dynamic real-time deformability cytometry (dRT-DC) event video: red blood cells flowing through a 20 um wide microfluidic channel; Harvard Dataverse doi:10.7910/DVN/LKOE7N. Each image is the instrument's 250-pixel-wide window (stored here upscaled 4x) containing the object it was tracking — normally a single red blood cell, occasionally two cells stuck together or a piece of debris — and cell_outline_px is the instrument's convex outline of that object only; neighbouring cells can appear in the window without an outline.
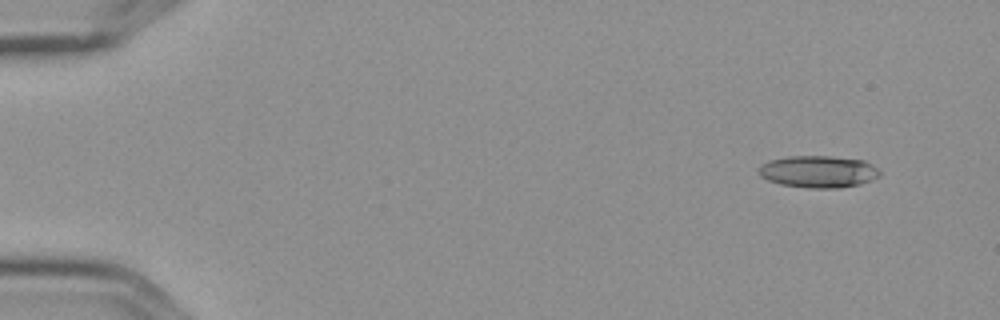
{"species": "Egyptian fruit bat (a non-hibernating species)", "species_latin": "Rousettus aegyptiacus", "temperature_condition": "cold", "stored_images_in_passage": 5, "segment_of_instrument_passage": [2, 2], "camera_frame_rate_fps": 3000, "um_per_image_px": 0.085, "frame": {"image": 1, "passage_image": 5, "time_ms": 1.333, "image_size_px": [1000, 320], "cell_outline_px": [[880, 176], [872, 180], [860, 184], [840, 188], [808, 188], [780, 184], [768, 180], [760, 176], [760, 168], [768, 160], [788, 156], [832, 156], [864, 160], [880, 168]], "centroid_in_image_um": [69.62, 14.59], "position_along_channel_um": 15.4, "area_um2": 22.72}}